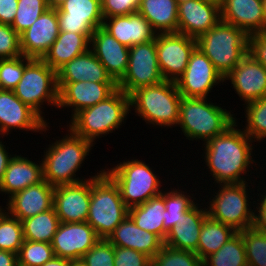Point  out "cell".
<instances>
[{
    "instance_id": "cell-27",
    "label": "cell",
    "mask_w": 266,
    "mask_h": 266,
    "mask_svg": "<svg viewBox=\"0 0 266 266\" xmlns=\"http://www.w3.org/2000/svg\"><path fill=\"white\" fill-rule=\"evenodd\" d=\"M203 205L204 208L202 206ZM207 217L203 203H196L181 216V220L169 231L164 244L168 247L195 252L198 248L201 227Z\"/></svg>"
},
{
    "instance_id": "cell-26",
    "label": "cell",
    "mask_w": 266,
    "mask_h": 266,
    "mask_svg": "<svg viewBox=\"0 0 266 266\" xmlns=\"http://www.w3.org/2000/svg\"><path fill=\"white\" fill-rule=\"evenodd\" d=\"M37 162L15 154L0 180V193L8 195V199L16 192L43 181L42 160Z\"/></svg>"
},
{
    "instance_id": "cell-20",
    "label": "cell",
    "mask_w": 266,
    "mask_h": 266,
    "mask_svg": "<svg viewBox=\"0 0 266 266\" xmlns=\"http://www.w3.org/2000/svg\"><path fill=\"white\" fill-rule=\"evenodd\" d=\"M56 9H47L27 30L19 35L22 55L42 59L59 35Z\"/></svg>"
},
{
    "instance_id": "cell-3",
    "label": "cell",
    "mask_w": 266,
    "mask_h": 266,
    "mask_svg": "<svg viewBox=\"0 0 266 266\" xmlns=\"http://www.w3.org/2000/svg\"><path fill=\"white\" fill-rule=\"evenodd\" d=\"M129 113H131L130 96L123 90L117 89L106 100L79 111L66 127L95 145L97 138L99 140L120 129Z\"/></svg>"
},
{
    "instance_id": "cell-12",
    "label": "cell",
    "mask_w": 266,
    "mask_h": 266,
    "mask_svg": "<svg viewBox=\"0 0 266 266\" xmlns=\"http://www.w3.org/2000/svg\"><path fill=\"white\" fill-rule=\"evenodd\" d=\"M160 72L166 81L176 82L184 73L191 53L197 47L195 38L182 33H161L155 37Z\"/></svg>"
},
{
    "instance_id": "cell-18",
    "label": "cell",
    "mask_w": 266,
    "mask_h": 266,
    "mask_svg": "<svg viewBox=\"0 0 266 266\" xmlns=\"http://www.w3.org/2000/svg\"><path fill=\"white\" fill-rule=\"evenodd\" d=\"M56 12L60 32L93 33L104 20L101 0H66Z\"/></svg>"
},
{
    "instance_id": "cell-43",
    "label": "cell",
    "mask_w": 266,
    "mask_h": 266,
    "mask_svg": "<svg viewBox=\"0 0 266 266\" xmlns=\"http://www.w3.org/2000/svg\"><path fill=\"white\" fill-rule=\"evenodd\" d=\"M31 60L32 58L24 55L0 59V89L13 91L22 78L25 66Z\"/></svg>"
},
{
    "instance_id": "cell-7",
    "label": "cell",
    "mask_w": 266,
    "mask_h": 266,
    "mask_svg": "<svg viewBox=\"0 0 266 266\" xmlns=\"http://www.w3.org/2000/svg\"><path fill=\"white\" fill-rule=\"evenodd\" d=\"M250 183L251 181L238 184H217V192L213 189L215 193L211 194L209 201L205 203V205L208 204L206 205L207 216L233 227L237 232L257 225L256 210H254L256 200L250 201V199L253 200L249 194L251 193L250 186H248Z\"/></svg>"
},
{
    "instance_id": "cell-11",
    "label": "cell",
    "mask_w": 266,
    "mask_h": 266,
    "mask_svg": "<svg viewBox=\"0 0 266 266\" xmlns=\"http://www.w3.org/2000/svg\"><path fill=\"white\" fill-rule=\"evenodd\" d=\"M163 81L158 65L156 41L129 47L127 71L117 83L118 89L130 95L138 88L156 85Z\"/></svg>"
},
{
    "instance_id": "cell-30",
    "label": "cell",
    "mask_w": 266,
    "mask_h": 266,
    "mask_svg": "<svg viewBox=\"0 0 266 266\" xmlns=\"http://www.w3.org/2000/svg\"><path fill=\"white\" fill-rule=\"evenodd\" d=\"M93 33L59 32L42 60L56 72L66 63L90 48Z\"/></svg>"
},
{
    "instance_id": "cell-4",
    "label": "cell",
    "mask_w": 266,
    "mask_h": 266,
    "mask_svg": "<svg viewBox=\"0 0 266 266\" xmlns=\"http://www.w3.org/2000/svg\"><path fill=\"white\" fill-rule=\"evenodd\" d=\"M208 99L181 98L177 127L181 128L187 140L206 143L236 122L231 110L223 109Z\"/></svg>"
},
{
    "instance_id": "cell-25",
    "label": "cell",
    "mask_w": 266,
    "mask_h": 266,
    "mask_svg": "<svg viewBox=\"0 0 266 266\" xmlns=\"http://www.w3.org/2000/svg\"><path fill=\"white\" fill-rule=\"evenodd\" d=\"M102 28L127 47L155 40L157 35L139 12L104 18Z\"/></svg>"
},
{
    "instance_id": "cell-35",
    "label": "cell",
    "mask_w": 266,
    "mask_h": 266,
    "mask_svg": "<svg viewBox=\"0 0 266 266\" xmlns=\"http://www.w3.org/2000/svg\"><path fill=\"white\" fill-rule=\"evenodd\" d=\"M54 208L22 220L24 240L51 243L60 225Z\"/></svg>"
},
{
    "instance_id": "cell-14",
    "label": "cell",
    "mask_w": 266,
    "mask_h": 266,
    "mask_svg": "<svg viewBox=\"0 0 266 266\" xmlns=\"http://www.w3.org/2000/svg\"><path fill=\"white\" fill-rule=\"evenodd\" d=\"M48 124L33 109L24 104L14 91L0 89L1 136H8L14 129L15 131L18 129L19 131L39 132L44 135L46 131H49L50 125Z\"/></svg>"
},
{
    "instance_id": "cell-32",
    "label": "cell",
    "mask_w": 266,
    "mask_h": 266,
    "mask_svg": "<svg viewBox=\"0 0 266 266\" xmlns=\"http://www.w3.org/2000/svg\"><path fill=\"white\" fill-rule=\"evenodd\" d=\"M164 210L165 191L139 206L130 208L129 216L139 228L156 234L164 242Z\"/></svg>"
},
{
    "instance_id": "cell-59",
    "label": "cell",
    "mask_w": 266,
    "mask_h": 266,
    "mask_svg": "<svg viewBox=\"0 0 266 266\" xmlns=\"http://www.w3.org/2000/svg\"><path fill=\"white\" fill-rule=\"evenodd\" d=\"M188 0H176V3L177 5L181 4V3H184V2H187Z\"/></svg>"
},
{
    "instance_id": "cell-9",
    "label": "cell",
    "mask_w": 266,
    "mask_h": 266,
    "mask_svg": "<svg viewBox=\"0 0 266 266\" xmlns=\"http://www.w3.org/2000/svg\"><path fill=\"white\" fill-rule=\"evenodd\" d=\"M117 184L121 198L130 209L150 198L160 195L163 190L161 179L143 160H124L110 169H103ZM156 173V174H155Z\"/></svg>"
},
{
    "instance_id": "cell-38",
    "label": "cell",
    "mask_w": 266,
    "mask_h": 266,
    "mask_svg": "<svg viewBox=\"0 0 266 266\" xmlns=\"http://www.w3.org/2000/svg\"><path fill=\"white\" fill-rule=\"evenodd\" d=\"M248 266H266V232L258 225L242 230Z\"/></svg>"
},
{
    "instance_id": "cell-48",
    "label": "cell",
    "mask_w": 266,
    "mask_h": 266,
    "mask_svg": "<svg viewBox=\"0 0 266 266\" xmlns=\"http://www.w3.org/2000/svg\"><path fill=\"white\" fill-rule=\"evenodd\" d=\"M248 53L266 69V34L248 35Z\"/></svg>"
},
{
    "instance_id": "cell-17",
    "label": "cell",
    "mask_w": 266,
    "mask_h": 266,
    "mask_svg": "<svg viewBox=\"0 0 266 266\" xmlns=\"http://www.w3.org/2000/svg\"><path fill=\"white\" fill-rule=\"evenodd\" d=\"M76 183L59 185L54 188L53 208L60 222H86L91 200V178Z\"/></svg>"
},
{
    "instance_id": "cell-39",
    "label": "cell",
    "mask_w": 266,
    "mask_h": 266,
    "mask_svg": "<svg viewBox=\"0 0 266 266\" xmlns=\"http://www.w3.org/2000/svg\"><path fill=\"white\" fill-rule=\"evenodd\" d=\"M23 241L22 221L5 211L0 216V250L18 254Z\"/></svg>"
},
{
    "instance_id": "cell-6",
    "label": "cell",
    "mask_w": 266,
    "mask_h": 266,
    "mask_svg": "<svg viewBox=\"0 0 266 266\" xmlns=\"http://www.w3.org/2000/svg\"><path fill=\"white\" fill-rule=\"evenodd\" d=\"M129 215L114 180L103 170L91 178V200L86 221L100 239H108Z\"/></svg>"
},
{
    "instance_id": "cell-40",
    "label": "cell",
    "mask_w": 266,
    "mask_h": 266,
    "mask_svg": "<svg viewBox=\"0 0 266 266\" xmlns=\"http://www.w3.org/2000/svg\"><path fill=\"white\" fill-rule=\"evenodd\" d=\"M55 257L51 243L24 240L17 254L18 266H42Z\"/></svg>"
},
{
    "instance_id": "cell-22",
    "label": "cell",
    "mask_w": 266,
    "mask_h": 266,
    "mask_svg": "<svg viewBox=\"0 0 266 266\" xmlns=\"http://www.w3.org/2000/svg\"><path fill=\"white\" fill-rule=\"evenodd\" d=\"M90 49L118 83L125 75L129 60V47L121 44L102 27L97 28L90 39Z\"/></svg>"
},
{
    "instance_id": "cell-37",
    "label": "cell",
    "mask_w": 266,
    "mask_h": 266,
    "mask_svg": "<svg viewBox=\"0 0 266 266\" xmlns=\"http://www.w3.org/2000/svg\"><path fill=\"white\" fill-rule=\"evenodd\" d=\"M245 105V126L243 131L254 141L266 139V96Z\"/></svg>"
},
{
    "instance_id": "cell-49",
    "label": "cell",
    "mask_w": 266,
    "mask_h": 266,
    "mask_svg": "<svg viewBox=\"0 0 266 266\" xmlns=\"http://www.w3.org/2000/svg\"><path fill=\"white\" fill-rule=\"evenodd\" d=\"M18 0H0V23L11 25L17 12Z\"/></svg>"
},
{
    "instance_id": "cell-51",
    "label": "cell",
    "mask_w": 266,
    "mask_h": 266,
    "mask_svg": "<svg viewBox=\"0 0 266 266\" xmlns=\"http://www.w3.org/2000/svg\"><path fill=\"white\" fill-rule=\"evenodd\" d=\"M0 137L3 138L5 136H0ZM2 141L3 139L0 140V180L3 177L5 170L7 169L9 161L14 156L13 153L11 155L10 152L6 150V147L4 145L5 142Z\"/></svg>"
},
{
    "instance_id": "cell-1",
    "label": "cell",
    "mask_w": 266,
    "mask_h": 266,
    "mask_svg": "<svg viewBox=\"0 0 266 266\" xmlns=\"http://www.w3.org/2000/svg\"><path fill=\"white\" fill-rule=\"evenodd\" d=\"M237 121L224 133L203 143L205 165L213 184H238L250 181L244 177L251 171L252 164L258 165L253 159L254 142L244 131L239 129ZM257 163V164H256ZM250 170V171H249ZM246 178V179H245ZM247 180V181H246Z\"/></svg>"
},
{
    "instance_id": "cell-36",
    "label": "cell",
    "mask_w": 266,
    "mask_h": 266,
    "mask_svg": "<svg viewBox=\"0 0 266 266\" xmlns=\"http://www.w3.org/2000/svg\"><path fill=\"white\" fill-rule=\"evenodd\" d=\"M203 266H248L242 231L237 232L217 252L208 256Z\"/></svg>"
},
{
    "instance_id": "cell-24",
    "label": "cell",
    "mask_w": 266,
    "mask_h": 266,
    "mask_svg": "<svg viewBox=\"0 0 266 266\" xmlns=\"http://www.w3.org/2000/svg\"><path fill=\"white\" fill-rule=\"evenodd\" d=\"M221 21L242 29L247 35L265 33L263 0H223Z\"/></svg>"
},
{
    "instance_id": "cell-2",
    "label": "cell",
    "mask_w": 266,
    "mask_h": 266,
    "mask_svg": "<svg viewBox=\"0 0 266 266\" xmlns=\"http://www.w3.org/2000/svg\"><path fill=\"white\" fill-rule=\"evenodd\" d=\"M67 135L49 144L44 151L43 180L56 187L59 185L76 184L90 178L76 177L87 156L94 146L90 141L76 135L67 127ZM85 178V179H84Z\"/></svg>"
},
{
    "instance_id": "cell-5",
    "label": "cell",
    "mask_w": 266,
    "mask_h": 266,
    "mask_svg": "<svg viewBox=\"0 0 266 266\" xmlns=\"http://www.w3.org/2000/svg\"><path fill=\"white\" fill-rule=\"evenodd\" d=\"M129 96L130 110L134 109L135 116L138 115L146 124L157 128L177 127L182 96L176 82L164 80L156 85L138 88Z\"/></svg>"
},
{
    "instance_id": "cell-53",
    "label": "cell",
    "mask_w": 266,
    "mask_h": 266,
    "mask_svg": "<svg viewBox=\"0 0 266 266\" xmlns=\"http://www.w3.org/2000/svg\"><path fill=\"white\" fill-rule=\"evenodd\" d=\"M72 261L61 258V257H54L52 260L47 261L42 266H71Z\"/></svg>"
},
{
    "instance_id": "cell-52",
    "label": "cell",
    "mask_w": 266,
    "mask_h": 266,
    "mask_svg": "<svg viewBox=\"0 0 266 266\" xmlns=\"http://www.w3.org/2000/svg\"><path fill=\"white\" fill-rule=\"evenodd\" d=\"M0 266H18L17 254L0 250Z\"/></svg>"
},
{
    "instance_id": "cell-16",
    "label": "cell",
    "mask_w": 266,
    "mask_h": 266,
    "mask_svg": "<svg viewBox=\"0 0 266 266\" xmlns=\"http://www.w3.org/2000/svg\"><path fill=\"white\" fill-rule=\"evenodd\" d=\"M100 238L93 227L86 222H61L53 236L51 246L56 257L70 261L81 260Z\"/></svg>"
},
{
    "instance_id": "cell-54",
    "label": "cell",
    "mask_w": 266,
    "mask_h": 266,
    "mask_svg": "<svg viewBox=\"0 0 266 266\" xmlns=\"http://www.w3.org/2000/svg\"><path fill=\"white\" fill-rule=\"evenodd\" d=\"M66 0H46V3L49 8L56 9L58 8L61 4H63Z\"/></svg>"
},
{
    "instance_id": "cell-41",
    "label": "cell",
    "mask_w": 266,
    "mask_h": 266,
    "mask_svg": "<svg viewBox=\"0 0 266 266\" xmlns=\"http://www.w3.org/2000/svg\"><path fill=\"white\" fill-rule=\"evenodd\" d=\"M47 9L46 0H18L17 12L11 27L20 35Z\"/></svg>"
},
{
    "instance_id": "cell-13",
    "label": "cell",
    "mask_w": 266,
    "mask_h": 266,
    "mask_svg": "<svg viewBox=\"0 0 266 266\" xmlns=\"http://www.w3.org/2000/svg\"><path fill=\"white\" fill-rule=\"evenodd\" d=\"M223 82V76L215 69L211 60L196 47L176 85L182 97L207 98L213 92V87L221 86Z\"/></svg>"
},
{
    "instance_id": "cell-29",
    "label": "cell",
    "mask_w": 266,
    "mask_h": 266,
    "mask_svg": "<svg viewBox=\"0 0 266 266\" xmlns=\"http://www.w3.org/2000/svg\"><path fill=\"white\" fill-rule=\"evenodd\" d=\"M115 82L89 48L57 71V82Z\"/></svg>"
},
{
    "instance_id": "cell-58",
    "label": "cell",
    "mask_w": 266,
    "mask_h": 266,
    "mask_svg": "<svg viewBox=\"0 0 266 266\" xmlns=\"http://www.w3.org/2000/svg\"><path fill=\"white\" fill-rule=\"evenodd\" d=\"M2 206H0V216L6 211V207H2Z\"/></svg>"
},
{
    "instance_id": "cell-28",
    "label": "cell",
    "mask_w": 266,
    "mask_h": 266,
    "mask_svg": "<svg viewBox=\"0 0 266 266\" xmlns=\"http://www.w3.org/2000/svg\"><path fill=\"white\" fill-rule=\"evenodd\" d=\"M107 240L113 246L136 250L151 259L164 245L156 234L139 228L129 215L115 228Z\"/></svg>"
},
{
    "instance_id": "cell-10",
    "label": "cell",
    "mask_w": 266,
    "mask_h": 266,
    "mask_svg": "<svg viewBox=\"0 0 266 266\" xmlns=\"http://www.w3.org/2000/svg\"><path fill=\"white\" fill-rule=\"evenodd\" d=\"M13 91L47 123L42 108L46 102L48 106L58 107L57 72L42 59H32L25 66L22 78Z\"/></svg>"
},
{
    "instance_id": "cell-47",
    "label": "cell",
    "mask_w": 266,
    "mask_h": 266,
    "mask_svg": "<svg viewBox=\"0 0 266 266\" xmlns=\"http://www.w3.org/2000/svg\"><path fill=\"white\" fill-rule=\"evenodd\" d=\"M140 0H101L103 18L138 12Z\"/></svg>"
},
{
    "instance_id": "cell-33",
    "label": "cell",
    "mask_w": 266,
    "mask_h": 266,
    "mask_svg": "<svg viewBox=\"0 0 266 266\" xmlns=\"http://www.w3.org/2000/svg\"><path fill=\"white\" fill-rule=\"evenodd\" d=\"M237 231L226 224L206 217L201 227L198 248L195 253L202 262L210 255L217 252Z\"/></svg>"
},
{
    "instance_id": "cell-8",
    "label": "cell",
    "mask_w": 266,
    "mask_h": 266,
    "mask_svg": "<svg viewBox=\"0 0 266 266\" xmlns=\"http://www.w3.org/2000/svg\"><path fill=\"white\" fill-rule=\"evenodd\" d=\"M197 47L226 77L248 53V35L234 25L220 21L197 39Z\"/></svg>"
},
{
    "instance_id": "cell-15",
    "label": "cell",
    "mask_w": 266,
    "mask_h": 266,
    "mask_svg": "<svg viewBox=\"0 0 266 266\" xmlns=\"http://www.w3.org/2000/svg\"><path fill=\"white\" fill-rule=\"evenodd\" d=\"M58 109L72 108L71 119L81 110L106 100L117 89L116 82H57Z\"/></svg>"
},
{
    "instance_id": "cell-50",
    "label": "cell",
    "mask_w": 266,
    "mask_h": 266,
    "mask_svg": "<svg viewBox=\"0 0 266 266\" xmlns=\"http://www.w3.org/2000/svg\"><path fill=\"white\" fill-rule=\"evenodd\" d=\"M261 191H263V193L261 194L259 192L257 195V197L260 195V199L258 198V202H255V204H257L255 210L257 225L266 232V189Z\"/></svg>"
},
{
    "instance_id": "cell-19",
    "label": "cell",
    "mask_w": 266,
    "mask_h": 266,
    "mask_svg": "<svg viewBox=\"0 0 266 266\" xmlns=\"http://www.w3.org/2000/svg\"><path fill=\"white\" fill-rule=\"evenodd\" d=\"M227 80L245 104L266 96V69L250 53L224 77Z\"/></svg>"
},
{
    "instance_id": "cell-46",
    "label": "cell",
    "mask_w": 266,
    "mask_h": 266,
    "mask_svg": "<svg viewBox=\"0 0 266 266\" xmlns=\"http://www.w3.org/2000/svg\"><path fill=\"white\" fill-rule=\"evenodd\" d=\"M114 266H151V258L130 248L114 246Z\"/></svg>"
},
{
    "instance_id": "cell-42",
    "label": "cell",
    "mask_w": 266,
    "mask_h": 266,
    "mask_svg": "<svg viewBox=\"0 0 266 266\" xmlns=\"http://www.w3.org/2000/svg\"><path fill=\"white\" fill-rule=\"evenodd\" d=\"M151 266H203L200 257L193 251L162 246L151 259Z\"/></svg>"
},
{
    "instance_id": "cell-23",
    "label": "cell",
    "mask_w": 266,
    "mask_h": 266,
    "mask_svg": "<svg viewBox=\"0 0 266 266\" xmlns=\"http://www.w3.org/2000/svg\"><path fill=\"white\" fill-rule=\"evenodd\" d=\"M54 186L46 180L16 192L6 199V211L20 221L53 208Z\"/></svg>"
},
{
    "instance_id": "cell-45",
    "label": "cell",
    "mask_w": 266,
    "mask_h": 266,
    "mask_svg": "<svg viewBox=\"0 0 266 266\" xmlns=\"http://www.w3.org/2000/svg\"><path fill=\"white\" fill-rule=\"evenodd\" d=\"M19 34L9 24L0 23V59L21 56Z\"/></svg>"
},
{
    "instance_id": "cell-34",
    "label": "cell",
    "mask_w": 266,
    "mask_h": 266,
    "mask_svg": "<svg viewBox=\"0 0 266 266\" xmlns=\"http://www.w3.org/2000/svg\"><path fill=\"white\" fill-rule=\"evenodd\" d=\"M181 189L178 186L176 189L170 187V191L168 188L165 190L164 240L169 231L181 220V216L197 203L194 193L189 195L187 191H183L185 188Z\"/></svg>"
},
{
    "instance_id": "cell-31",
    "label": "cell",
    "mask_w": 266,
    "mask_h": 266,
    "mask_svg": "<svg viewBox=\"0 0 266 266\" xmlns=\"http://www.w3.org/2000/svg\"><path fill=\"white\" fill-rule=\"evenodd\" d=\"M177 10L176 0H140L138 8L157 34L177 32Z\"/></svg>"
},
{
    "instance_id": "cell-57",
    "label": "cell",
    "mask_w": 266,
    "mask_h": 266,
    "mask_svg": "<svg viewBox=\"0 0 266 266\" xmlns=\"http://www.w3.org/2000/svg\"><path fill=\"white\" fill-rule=\"evenodd\" d=\"M263 13L265 18V31H266V0H263Z\"/></svg>"
},
{
    "instance_id": "cell-21",
    "label": "cell",
    "mask_w": 266,
    "mask_h": 266,
    "mask_svg": "<svg viewBox=\"0 0 266 266\" xmlns=\"http://www.w3.org/2000/svg\"><path fill=\"white\" fill-rule=\"evenodd\" d=\"M178 33L197 39L221 21L220 7L202 0L178 5Z\"/></svg>"
},
{
    "instance_id": "cell-55",
    "label": "cell",
    "mask_w": 266,
    "mask_h": 266,
    "mask_svg": "<svg viewBox=\"0 0 266 266\" xmlns=\"http://www.w3.org/2000/svg\"><path fill=\"white\" fill-rule=\"evenodd\" d=\"M202 1H206V2H209V3L215 4V5L219 6V7H221L222 2H223V0H202Z\"/></svg>"
},
{
    "instance_id": "cell-44",
    "label": "cell",
    "mask_w": 266,
    "mask_h": 266,
    "mask_svg": "<svg viewBox=\"0 0 266 266\" xmlns=\"http://www.w3.org/2000/svg\"><path fill=\"white\" fill-rule=\"evenodd\" d=\"M81 261L88 266H114V246L107 239H100Z\"/></svg>"
},
{
    "instance_id": "cell-56",
    "label": "cell",
    "mask_w": 266,
    "mask_h": 266,
    "mask_svg": "<svg viewBox=\"0 0 266 266\" xmlns=\"http://www.w3.org/2000/svg\"><path fill=\"white\" fill-rule=\"evenodd\" d=\"M71 266H88L81 260L72 261Z\"/></svg>"
}]
</instances>
